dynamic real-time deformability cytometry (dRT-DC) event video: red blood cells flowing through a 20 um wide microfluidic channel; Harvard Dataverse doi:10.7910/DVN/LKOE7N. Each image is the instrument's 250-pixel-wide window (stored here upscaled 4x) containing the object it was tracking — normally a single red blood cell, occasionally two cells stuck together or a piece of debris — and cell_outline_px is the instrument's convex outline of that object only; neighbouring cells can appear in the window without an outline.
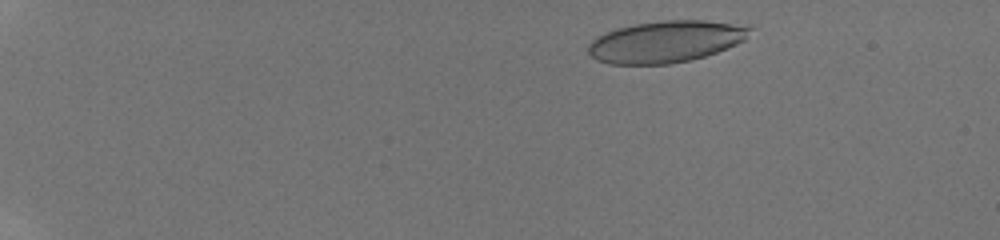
{"species": "human", "species_latin": "Homo sapiens", "temperature_condition": "room temperature", "stored_images_in_passage": 21, "camera_frame_rate_fps": 3000, "um_per_image_px": 0.085, "donor": {"sex": "male"}, "frame": {"image": 1, "passage_image": 6, "time_ms": 1.333, "image_size_px": [1000, 240], "cell_outline_px": [[752, 28], [744, 40], [736, 44], [716, 52], [692, 60], [668, 64], [608, 64], [596, 60], [588, 52], [588, 44], [596, 36], [604, 32], [616, 28], [636, 24], [664, 20], [704, 20], [752, 24]], "centroid_in_image_um": [56.61, 3.52], "position_along_channel_um": 28.4, "area_um2": 39.65}}
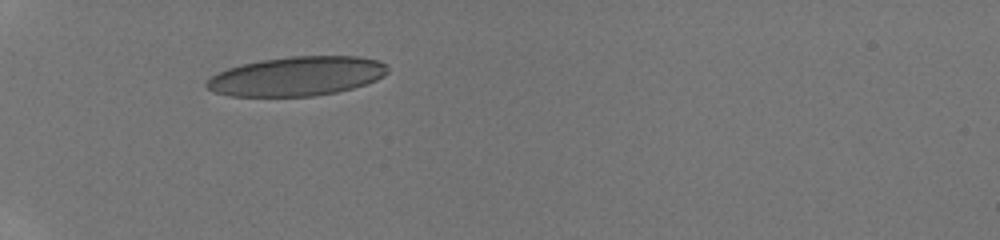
{"frame": {"image": 2, "passage_image": 20, "time_ms": 4.667, "image_size_px": [1000, 240], "cell_outline_px": [[388, 72], [384, 76], [376, 80], [352, 88], [336, 92], [312, 96], [228, 96], [216, 92], [208, 88], [204, 84], [216, 72], [228, 68], [260, 60], [292, 56], [360, 56], [380, 60], [388, 68]], "centroid_in_image_um": [25.24, 6.47], "position_along_channel_um": 59.8, "area_um2": 41.38}}